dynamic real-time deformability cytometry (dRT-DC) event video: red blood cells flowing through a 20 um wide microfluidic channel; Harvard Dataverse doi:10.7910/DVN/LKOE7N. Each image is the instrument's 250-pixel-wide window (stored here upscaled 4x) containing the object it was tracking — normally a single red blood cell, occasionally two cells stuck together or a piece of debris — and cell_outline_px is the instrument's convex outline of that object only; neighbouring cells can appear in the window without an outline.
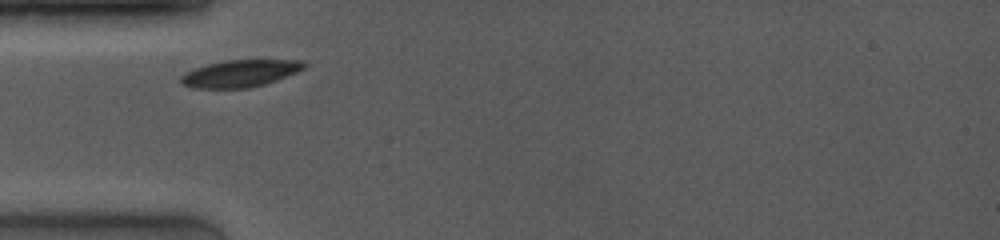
{"species": "common noctule bat (a hibernating species)", "species_latin": "Nyctalus noctula", "temperature_condition": "room temperature", "stored_images_in_passage": 4, "camera_frame_rate_fps": 4000, "um_per_image_px": 0.085, "animal": {"sex": "female", "body_mass_g": 19.0, "forearm_length_mm": 53.3}, "frame": {"image": 1, "passage_image": 1, "time_ms": 0.0, "image_size_px": [1000, 240], "cell_outline_px": [[308, 64], [304, 68], [296, 72], [276, 80], [264, 84], [248, 88], [192, 88], [184, 84], [180, 80], [180, 76], [196, 68], [208, 64], [224, 60], [304, 60]], "centroid_in_image_um": [20.44, 6.24], "position_along_channel_um": 64.6, "area_um2": 19.25}}
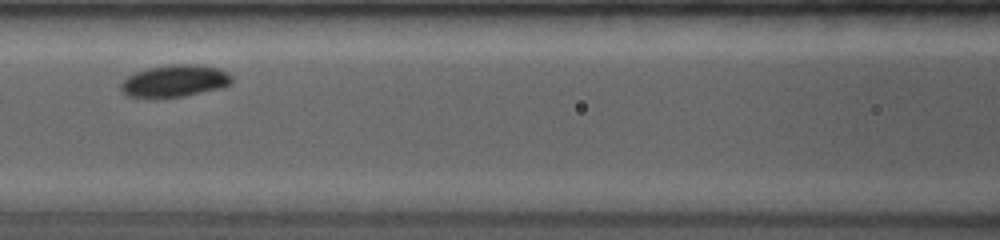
{"frame": {"image": 2, "passage_image": 3, "time_ms": 2.25, "image_size_px": [1000, 240], "cell_outline_px": [[232, 84], [224, 88], [184, 96], [152, 100], [128, 96], [120, 88], [120, 84], [128, 76], [136, 72], [148, 68], [172, 64], [196, 64], [220, 68], [228, 72], [232, 76]], "centroid_in_image_um": [14.88, 6.91], "position_along_channel_um": 151.7, "area_um2": 21.39}}